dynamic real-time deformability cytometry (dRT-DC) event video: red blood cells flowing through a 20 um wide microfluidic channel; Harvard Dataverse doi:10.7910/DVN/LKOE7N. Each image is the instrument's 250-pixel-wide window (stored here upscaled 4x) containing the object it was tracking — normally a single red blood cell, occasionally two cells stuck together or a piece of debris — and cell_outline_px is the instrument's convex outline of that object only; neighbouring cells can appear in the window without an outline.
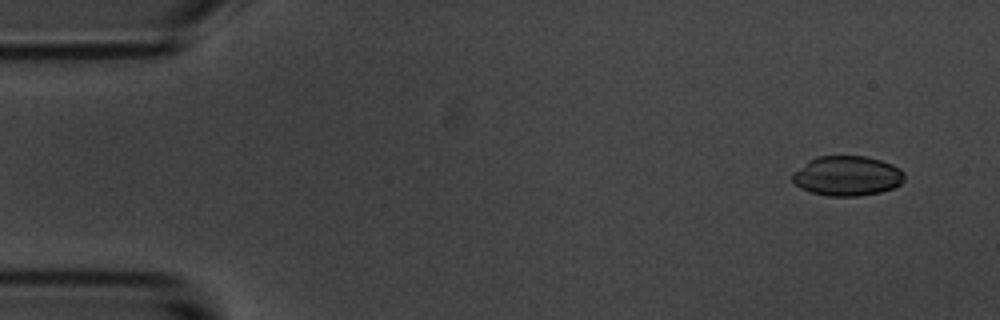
{"species": "common noctule bat (a hibernating species)", "species_latin": "Nyctalus noctula", "temperature_condition": "room temperature", "stored_images_in_passage": 5, "camera_frame_rate_fps": 3000, "um_per_image_px": 0.085, "animal": {"sex": "male", "body_mass_g": 20.1, "forearm_length_mm": 53.5}, "frame": {"image": 1, "passage_image": 1, "time_ms": 0.0, "image_size_px": [1000, 320], "cell_outline_px": [[904, 180], [900, 184], [892, 188], [880, 192], [860, 196], [828, 196], [812, 192], [800, 188], [792, 180], [792, 172], [808, 160], [816, 156], [864, 156], [880, 160], [892, 164], [900, 168], [904, 172]], "centroid_in_image_um": [72.0, 14.94], "position_along_channel_um": 13.0, "area_um2": 26.13}}
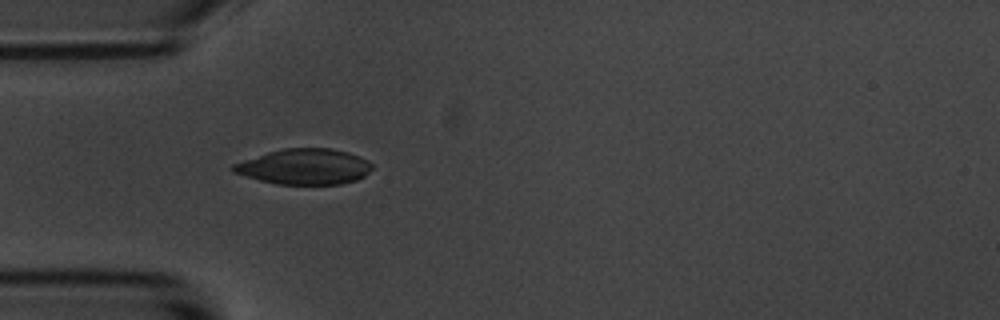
{"frame": {"image": 2, "passage_image": 5, "time_ms": 4.333, "image_size_px": [1000, 320], "cell_outline_px": [[372, 168], [364, 176], [356, 180], [340, 184], [276, 184], [260, 180], [232, 172], [228, 168], [232, 164], [268, 152], [284, 148], [332, 148], [348, 152], [368, 160], [372, 164]], "centroid_in_image_um": [25.86, 14.16], "position_along_channel_um": 59.1, "area_um2": 28.78}}